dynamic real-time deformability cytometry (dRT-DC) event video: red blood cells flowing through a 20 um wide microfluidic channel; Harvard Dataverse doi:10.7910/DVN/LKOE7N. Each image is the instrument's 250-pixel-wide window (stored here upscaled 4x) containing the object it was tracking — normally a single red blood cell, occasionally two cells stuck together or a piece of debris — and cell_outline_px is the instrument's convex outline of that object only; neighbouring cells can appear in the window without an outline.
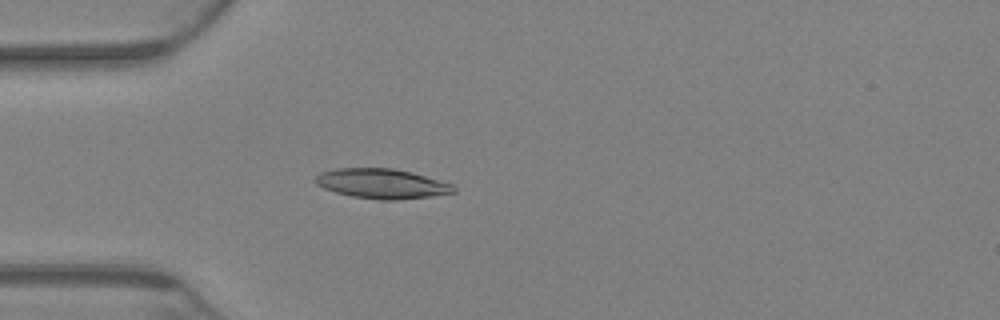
{"species": "Egyptian fruit bat (a non-hibernating species)", "species_latin": "Rousettus aegyptiacus", "temperature_condition": "warm", "stored_images_in_passage": 51, "camera_frame_rate_fps": 3000, "um_per_image_px": 0.085, "animal": {"sex": "female"}, "frame": {"image": 1, "passage_image": 1, "time_ms": 0.0, "image_size_px": [1000, 320], "cell_outline_px": [[456, 192], [432, 196], [396, 200], [380, 200], [352, 196], [336, 192], [324, 188], [316, 184], [312, 180], [320, 172], [336, 168], [392, 168], [412, 172], [452, 184], [456, 188]], "centroid_in_image_um": [32.44, 15.61], "position_along_channel_um": 52.6, "area_um2": 24.04}}
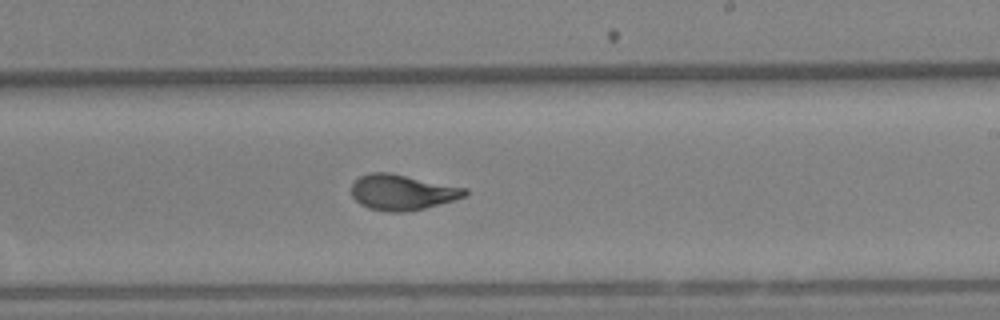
{"frame": {"image": 2, "passage_image": 23, "time_ms": 7.333, "image_size_px": [1000, 320], "cell_outline_px": [[468, 192], [464, 196], [456, 200], [424, 208], [404, 212], [388, 212], [368, 208], [360, 204], [352, 196], [352, 184], [360, 176], [372, 172], [388, 172], [468, 188]], "centroid_in_image_um": [34.2, 16.35], "position_along_channel_um": 254.8, "area_um2": 23.47}}
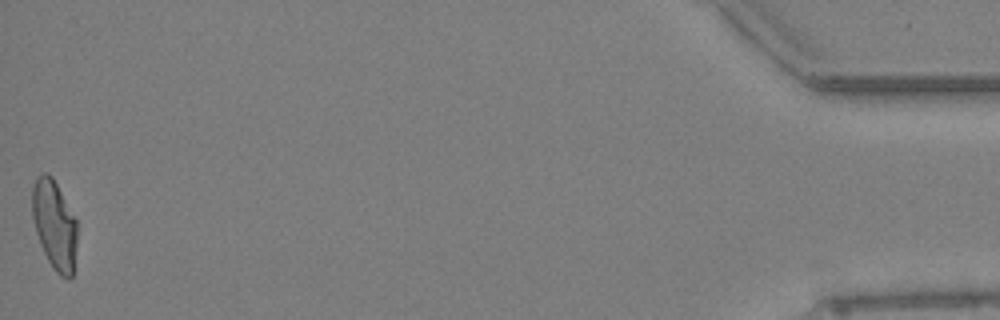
{"frame": {"image": 3, "passage_image": 51, "time_ms": 16.667, "image_size_px": [1000, 320], "cell_outline_px": [[76, 244], [72, 276], [68, 280], [60, 276], [52, 268], [40, 244], [36, 232], [32, 216], [32, 188], [36, 176], [44, 172], [48, 172], [52, 176], [76, 220]], "centroid_in_image_um": [4.6, 19.1], "position_along_channel_um": 430.6, "area_um2": 23.24}, "authors_computed_cell_mechanics": {"area_um2": 23.409, "velocity_mm_per_s": 2.9023, "shape_relaxation_time_tau1_ms": 7.2193, "shape_relaxation_time_tau2_ms": 1.1138, "deformation_change_tau1": 0.2056, "deformation_change_tau2": 0.0697}}